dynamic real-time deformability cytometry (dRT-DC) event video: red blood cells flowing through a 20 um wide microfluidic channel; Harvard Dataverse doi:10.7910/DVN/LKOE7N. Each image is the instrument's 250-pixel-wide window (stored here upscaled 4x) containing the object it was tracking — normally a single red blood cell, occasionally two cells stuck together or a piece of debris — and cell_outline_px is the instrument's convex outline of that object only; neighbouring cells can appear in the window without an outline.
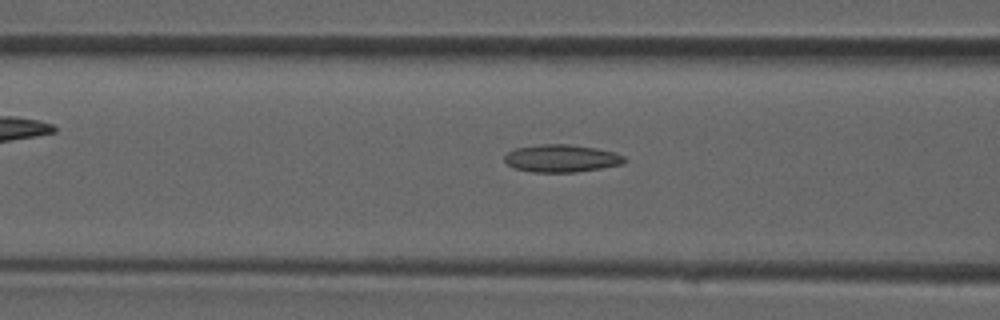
{"species": "common noctule bat (a hibernating species)", "species_latin": "Nyctalus noctula", "temperature_condition": "room temperature", "stored_images_in_passage": 28, "camera_frame_rate_fps": 3000, "um_per_image_px": 0.085, "animal": {"sex": "male", "forearm_length_mm": 52.5}, "frame": {"image": 1, "passage_image": 5, "time_ms": 1.333, "image_size_px": [1000, 320], "cell_outline_px": [[628, 160], [624, 164], [576, 172], [532, 172], [516, 168], [508, 164], [504, 160], [504, 156], [508, 152], [516, 148], [540, 144], [568, 144], [596, 148], [612, 152], [624, 156]], "centroid_in_image_um": [47.74, 13.46], "position_along_channel_um": 118.9, "area_um2": 19.19}}
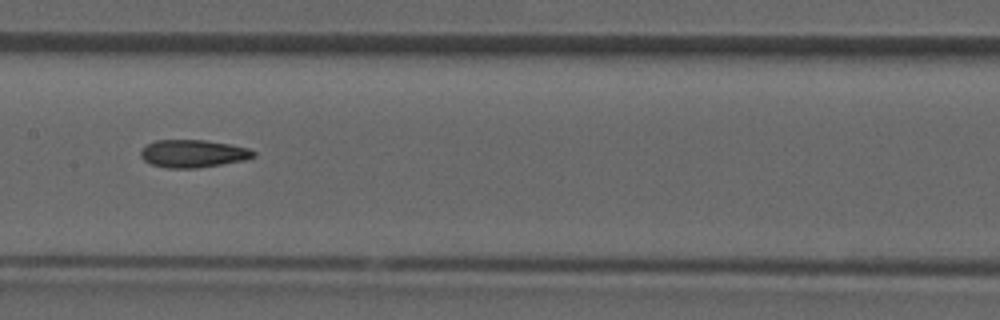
{"frame": {"image": 2, "passage_image": 9, "time_ms": 2.667, "image_size_px": [1000, 320], "cell_outline_px": [[256, 156], [244, 160], [196, 168], [164, 168], [152, 164], [144, 160], [140, 156], [140, 152], [148, 144], [156, 140], [204, 140], [232, 144], [248, 148], [256, 152]], "centroid_in_image_um": [16.43, 13.05], "position_along_channel_um": 191.0, "area_um2": 18.15}}
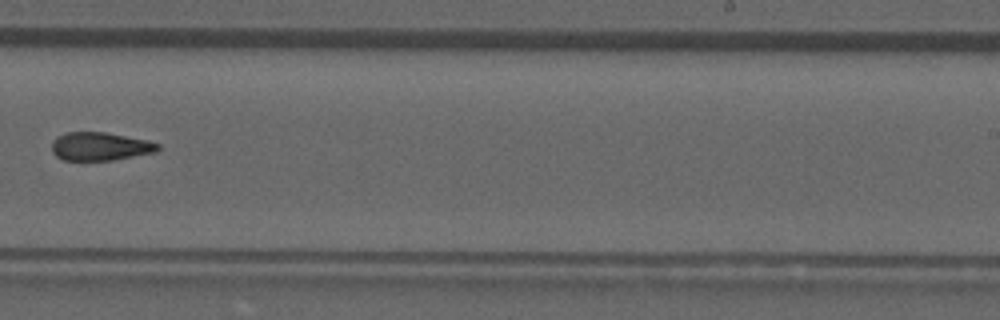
{"frame": {"image": 3, "passage_image": 14, "time_ms": 4.333, "image_size_px": [1000, 320], "cell_outline_px": [[160, 148], [156, 152], [112, 160], [64, 160], [56, 156], [52, 152], [52, 140], [56, 136], [64, 132], [104, 132], [148, 140], [160, 144]], "centroid_in_image_um": [8.49, 12.43], "position_along_channel_um": 280.5, "area_um2": 17.57}}